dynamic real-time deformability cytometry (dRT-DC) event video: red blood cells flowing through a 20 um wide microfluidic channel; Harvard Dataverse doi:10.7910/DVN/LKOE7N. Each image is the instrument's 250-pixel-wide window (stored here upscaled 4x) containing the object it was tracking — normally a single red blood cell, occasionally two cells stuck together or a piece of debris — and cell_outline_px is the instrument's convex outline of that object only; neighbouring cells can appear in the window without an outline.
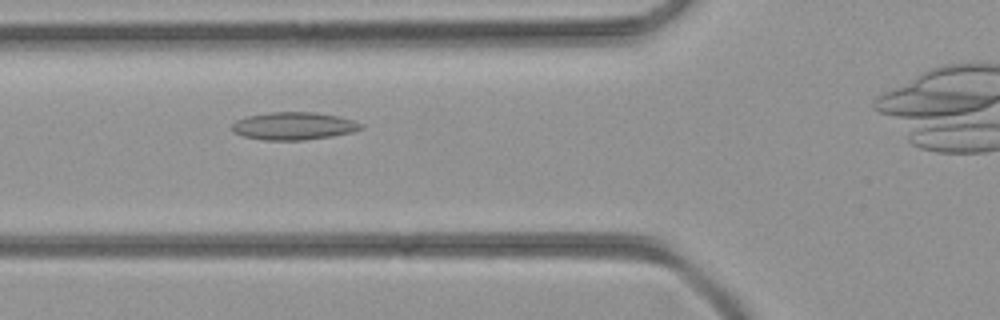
{"species": "common noctule bat (a hibernating species)", "species_latin": "Nyctalus noctula", "temperature_condition": "room temperature", "stored_images_in_passage": 33, "camera_frame_rate_fps": 3000, "um_per_image_px": 0.085, "animal": {"sex": "female", "body_mass_g": 21.9}, "frame": {"image": 1, "passage_image": 11, "time_ms": 3.333, "image_size_px": [1000, 320], "cell_outline_px": [[364, 128], [352, 132], [332, 136], [304, 140], [264, 140], [244, 136], [232, 132], [232, 124], [236, 120], [248, 116], [272, 112], [316, 112], [336, 116], [352, 120], [364, 124]], "centroid_in_image_um": [24.97, 10.71], "position_along_channel_um": 100.8, "area_um2": 20.75}}
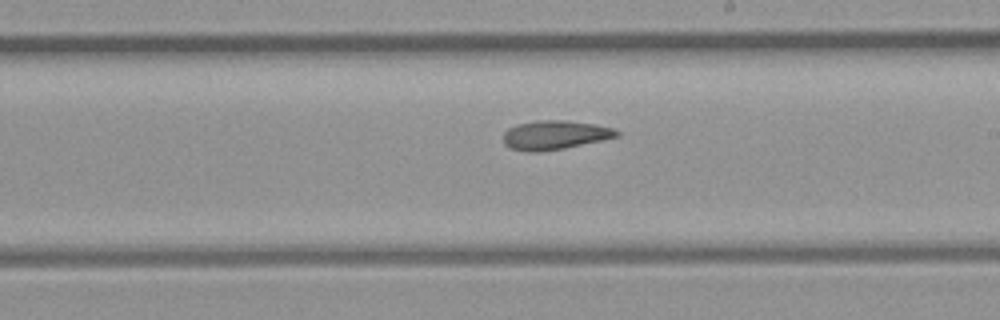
{"frame": {"image": 2, "passage_image": 20, "time_ms": 6.333, "image_size_px": [1000, 320], "cell_outline_px": [[620, 136], [564, 148], [540, 152], [528, 152], [512, 148], [504, 144], [504, 132], [508, 128], [516, 124], [536, 120], [568, 120], [592, 124], [612, 128], [620, 132]], "centroid_in_image_um": [47.14, 11.47], "position_along_channel_um": 241.9, "area_um2": 19.13}}
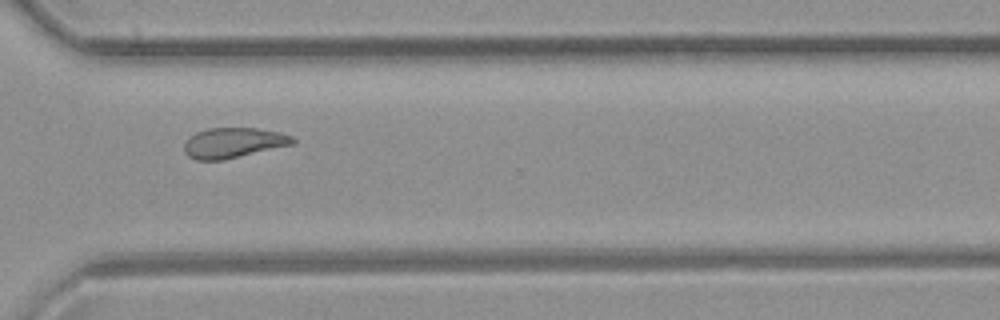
{"frame": {"image": 3, "passage_image": 27, "time_ms": 8.667, "image_size_px": [1000, 320], "cell_outline_px": [[296, 140], [292, 144], [224, 160], [196, 160], [188, 156], [184, 152], [184, 144], [188, 136], [196, 132], [208, 128], [256, 128], [280, 132], [292, 136]], "centroid_in_image_um": [19.79, 12.13], "position_along_channel_um": 350.8, "area_um2": 19.13}}